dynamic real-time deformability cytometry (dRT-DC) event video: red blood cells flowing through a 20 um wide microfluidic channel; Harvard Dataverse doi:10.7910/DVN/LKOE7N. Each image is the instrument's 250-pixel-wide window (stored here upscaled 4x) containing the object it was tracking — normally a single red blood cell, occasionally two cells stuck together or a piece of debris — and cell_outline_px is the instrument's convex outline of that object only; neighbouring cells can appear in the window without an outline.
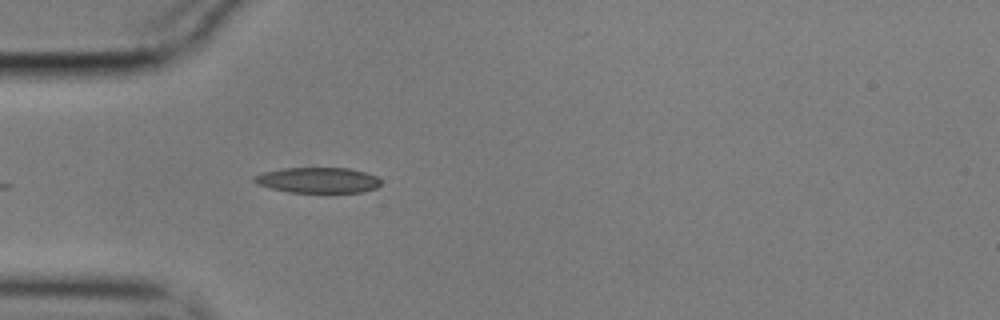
{"species": "common noctule bat (a hibernating species)", "species_latin": "Nyctalus noctula", "temperature_condition": "cold", "stored_images_in_passage": 18, "camera_frame_rate_fps": 3000, "um_per_image_px": 0.085, "animal": {"sex": "male", "body_mass_g": 17.9}, "frame": {"image": 1, "passage_image": 1, "time_ms": 0.0, "image_size_px": [1000, 320], "cell_outline_px": [[380, 184], [376, 188], [360, 192], [288, 192], [268, 188], [256, 184], [252, 180], [252, 176], [264, 172], [284, 168], [348, 168], [364, 172], [376, 176], [380, 180]], "centroid_in_image_um": [26.96, 15.31], "position_along_channel_um": 58.0, "area_um2": 18.84}}
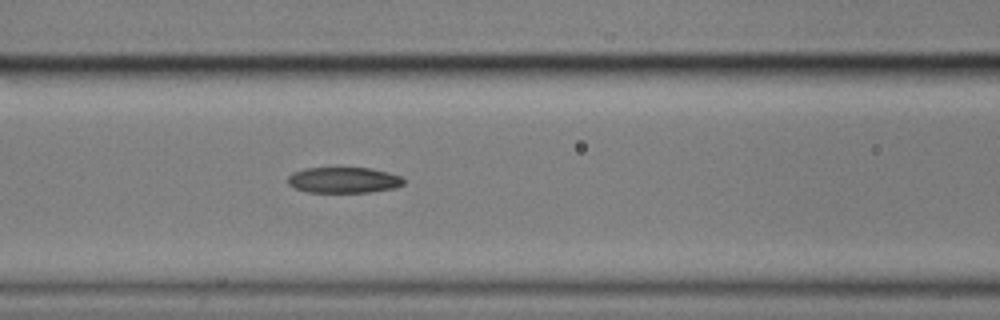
{"frame": {"image": 2, "passage_image": 8, "time_ms": 2.333, "image_size_px": [1000, 320], "cell_outline_px": [[404, 184], [396, 188], [368, 192], [308, 192], [296, 188], [288, 184], [288, 176], [292, 172], [304, 168], [372, 168], [404, 176]], "centroid_in_image_um": [29.25, 15.3], "position_along_channel_um": 137.4, "area_um2": 17.57}}
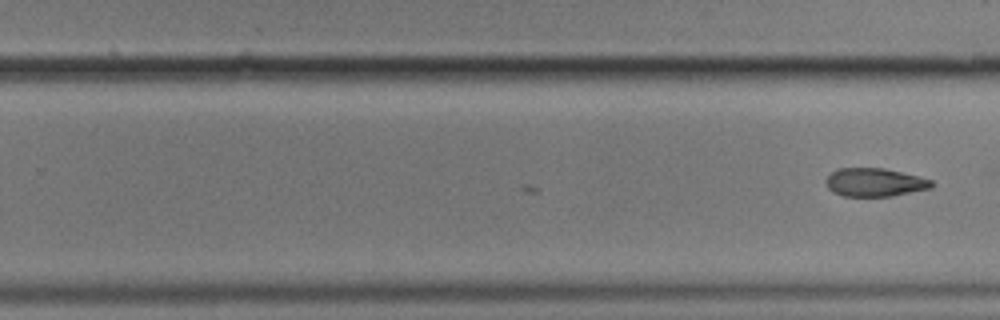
{"frame": {"image": 3, "passage_image": 18, "time_ms": 5.667, "image_size_px": [1000, 320], "cell_outline_px": [[932, 188], [892, 196], [844, 196], [832, 192], [828, 188], [824, 180], [832, 172], [840, 168], [884, 168], [932, 180]], "centroid_in_image_um": [74.32, 15.5], "position_along_channel_um": 255.5, "area_um2": 17.34}}